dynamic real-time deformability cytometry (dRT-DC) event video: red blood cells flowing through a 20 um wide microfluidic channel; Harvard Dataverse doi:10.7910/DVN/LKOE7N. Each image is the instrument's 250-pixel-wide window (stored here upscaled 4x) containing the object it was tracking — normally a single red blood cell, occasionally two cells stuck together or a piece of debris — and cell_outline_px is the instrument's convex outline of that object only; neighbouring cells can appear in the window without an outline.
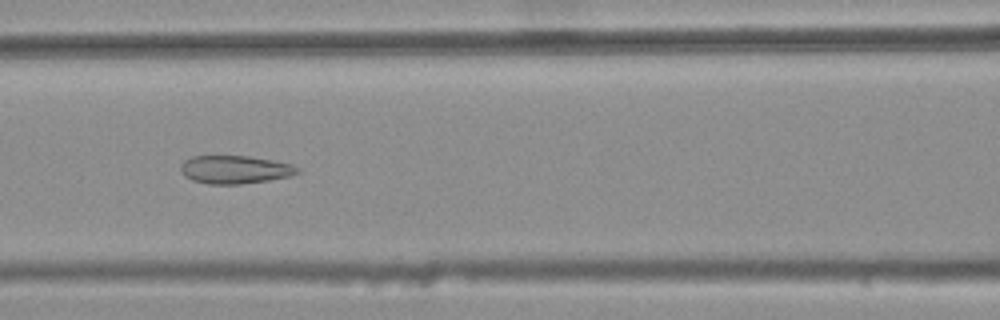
{"species": "common noctule bat (a hibernating species)", "species_latin": "Nyctalus noctula", "temperature_condition": "warm", "stored_images_in_passage": 45, "camera_frame_rate_fps": 3000, "um_per_image_px": 0.085, "animal": {"sex": "female", "body_mass_g": 25.1}, "frame": {"image": 1, "passage_image": 22, "time_ms": 7.0, "image_size_px": [1000, 320], "cell_outline_px": [[300, 172], [292, 176], [268, 180], [240, 184], [208, 184], [192, 180], [184, 176], [180, 172], [180, 164], [184, 160], [192, 156], [248, 156], [272, 160], [292, 164], [300, 168]], "centroid_in_image_um": [19.96, 14.41], "position_along_channel_um": 146.6, "area_um2": 19.31}}
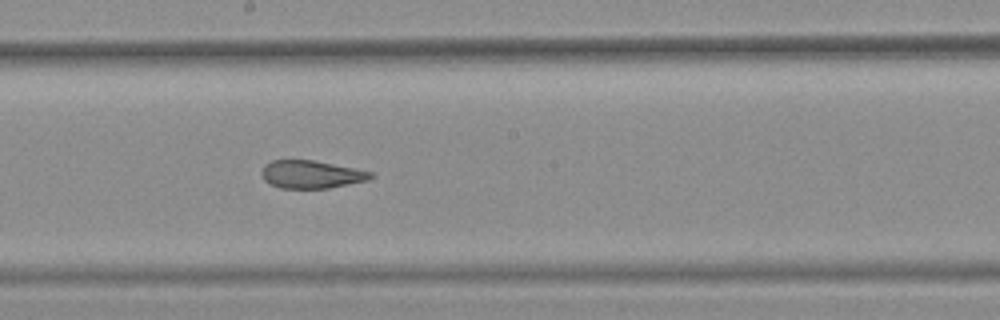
{"frame": {"image": 2, "passage_image": 28, "time_ms": 9.0, "image_size_px": [1000, 320], "cell_outline_px": [[376, 176], [368, 180], [328, 188], [280, 188], [264, 180], [260, 172], [264, 164], [272, 160], [312, 160], [372, 172]], "centroid_in_image_um": [26.43, 14.82], "position_along_channel_um": 221.8, "area_um2": 17.57}}
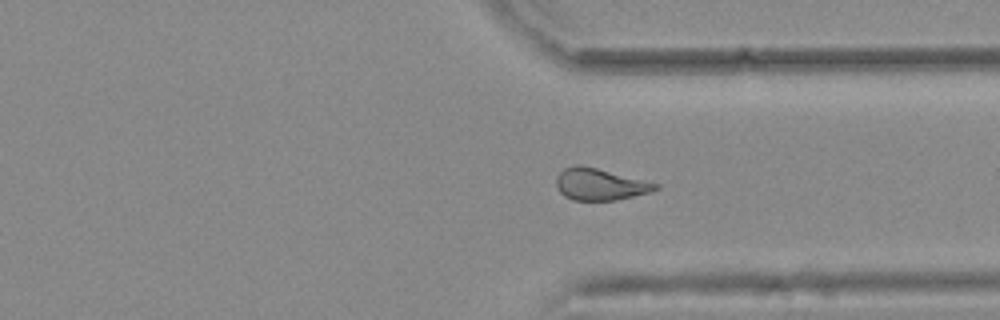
{"frame": {"image": 3, "passage_image": 39, "time_ms": 12.667, "image_size_px": [1000, 320], "cell_outline_px": [[660, 188], [652, 192], [616, 200], [572, 200], [564, 196], [556, 188], [556, 176], [564, 168], [576, 164], [580, 164], [660, 184]], "centroid_in_image_um": [50.98, 15.67], "position_along_channel_um": 360.4, "area_um2": 18.44}, "authors_computed_cell_mechanics": {"area_um2": 19.4786, "velocity_mm_per_s": 3.7686, "shape_relaxation_time_tau1_ms": null, "shape_relaxation_time_tau2_ms": 2.102, "deformation_change_tau1": null, "deformation_change_tau2": 0.1025}}